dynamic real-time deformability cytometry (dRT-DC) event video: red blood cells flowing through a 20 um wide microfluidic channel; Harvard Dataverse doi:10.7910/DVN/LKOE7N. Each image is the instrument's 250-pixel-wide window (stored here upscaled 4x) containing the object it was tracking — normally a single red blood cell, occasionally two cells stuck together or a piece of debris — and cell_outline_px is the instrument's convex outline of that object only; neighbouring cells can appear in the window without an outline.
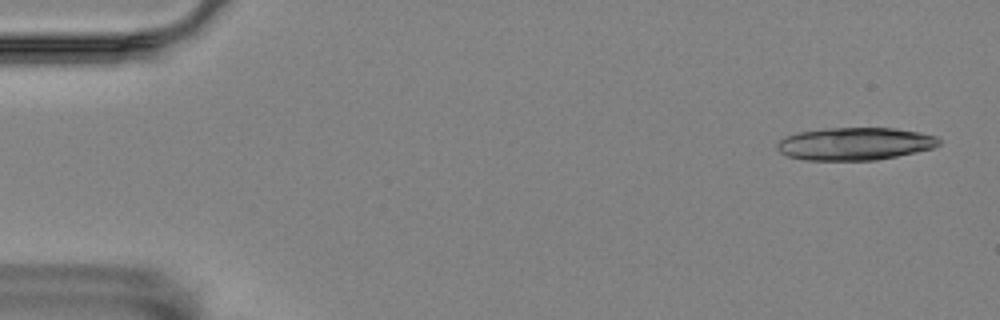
{"species": "Egyptian fruit bat (a non-hibernating species)", "species_latin": "Rousettus aegyptiacus", "temperature_condition": "room temperature", "stored_images_in_passage": 12, "camera_frame_rate_fps": 3000, "um_per_image_px": 0.085, "animal": {"sex": "female"}, "frame": {"image": 1, "passage_image": 2, "time_ms": 0.333, "image_size_px": [1000, 320], "cell_outline_px": [[940, 144], [932, 148], [916, 152], [876, 160], [804, 160], [788, 156], [780, 152], [776, 148], [776, 144], [784, 136], [800, 132], [828, 128], [896, 128], [920, 132], [936, 136], [940, 140]], "centroid_in_image_um": [72.66, 12.22], "position_along_channel_um": 12.3, "area_um2": 30.81}}